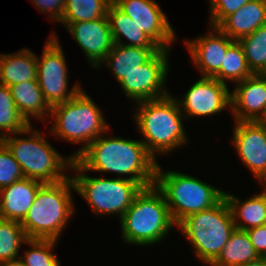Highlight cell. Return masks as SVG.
I'll return each mask as SVG.
<instances>
[{"mask_svg":"<svg viewBox=\"0 0 266 266\" xmlns=\"http://www.w3.org/2000/svg\"><path fill=\"white\" fill-rule=\"evenodd\" d=\"M104 134L75 158L86 172H111L119 174L120 178L125 175V179L137 182L142 188L155 185L158 162L143 142Z\"/></svg>","mask_w":266,"mask_h":266,"instance_id":"6da1fadb","label":"cell"},{"mask_svg":"<svg viewBox=\"0 0 266 266\" xmlns=\"http://www.w3.org/2000/svg\"><path fill=\"white\" fill-rule=\"evenodd\" d=\"M133 120L144 140L146 150L156 159L161 153L169 152L188 143L183 124L186 119L180 109L177 98L171 94L162 98L136 103Z\"/></svg>","mask_w":266,"mask_h":266,"instance_id":"7a4b0ae2","label":"cell"},{"mask_svg":"<svg viewBox=\"0 0 266 266\" xmlns=\"http://www.w3.org/2000/svg\"><path fill=\"white\" fill-rule=\"evenodd\" d=\"M71 190V191H70ZM71 176L58 183L44 184L20 222L28 239L58 240L75 212Z\"/></svg>","mask_w":266,"mask_h":266,"instance_id":"3957f363","label":"cell"},{"mask_svg":"<svg viewBox=\"0 0 266 266\" xmlns=\"http://www.w3.org/2000/svg\"><path fill=\"white\" fill-rule=\"evenodd\" d=\"M120 224L123 242L139 246L162 242L170 229L176 227L165 197L156 185L142 188Z\"/></svg>","mask_w":266,"mask_h":266,"instance_id":"277c9868","label":"cell"},{"mask_svg":"<svg viewBox=\"0 0 266 266\" xmlns=\"http://www.w3.org/2000/svg\"><path fill=\"white\" fill-rule=\"evenodd\" d=\"M31 126L22 131L27 138L7 135L2 139L19 163L23 176L43 184L58 183L68 178L65 172L71 168L73 158L63 157L39 130Z\"/></svg>","mask_w":266,"mask_h":266,"instance_id":"5b68a950","label":"cell"},{"mask_svg":"<svg viewBox=\"0 0 266 266\" xmlns=\"http://www.w3.org/2000/svg\"><path fill=\"white\" fill-rule=\"evenodd\" d=\"M103 112L94 100L81 89L65 103L51 107L52 135L74 144H82L70 156L75 159L92 141L103 133L109 132Z\"/></svg>","mask_w":266,"mask_h":266,"instance_id":"8992f818","label":"cell"},{"mask_svg":"<svg viewBox=\"0 0 266 266\" xmlns=\"http://www.w3.org/2000/svg\"><path fill=\"white\" fill-rule=\"evenodd\" d=\"M176 226L192 245L195 257L208 265L218 257L236 228L225 197L215 206L187 216Z\"/></svg>","mask_w":266,"mask_h":266,"instance_id":"52a82bcc","label":"cell"},{"mask_svg":"<svg viewBox=\"0 0 266 266\" xmlns=\"http://www.w3.org/2000/svg\"><path fill=\"white\" fill-rule=\"evenodd\" d=\"M155 185L163 193L174 223L218 204L225 191L188 174L156 168Z\"/></svg>","mask_w":266,"mask_h":266,"instance_id":"ba28073f","label":"cell"},{"mask_svg":"<svg viewBox=\"0 0 266 266\" xmlns=\"http://www.w3.org/2000/svg\"><path fill=\"white\" fill-rule=\"evenodd\" d=\"M71 170L76 175L72 176L75 192H77L96 215H114L119 219L132 205L135 196L142 190V187L129 179L89 177L86 170L73 159Z\"/></svg>","mask_w":266,"mask_h":266,"instance_id":"9c48e42d","label":"cell"},{"mask_svg":"<svg viewBox=\"0 0 266 266\" xmlns=\"http://www.w3.org/2000/svg\"><path fill=\"white\" fill-rule=\"evenodd\" d=\"M44 45L42 57L36 56L37 81L44 99L53 107L73 98L82 88L80 83L68 90V68L59 38L51 33ZM69 91V92H68Z\"/></svg>","mask_w":266,"mask_h":266,"instance_id":"30bf717a","label":"cell"},{"mask_svg":"<svg viewBox=\"0 0 266 266\" xmlns=\"http://www.w3.org/2000/svg\"><path fill=\"white\" fill-rule=\"evenodd\" d=\"M169 51L160 48L147 62L138 66L119 82L125 96L137 103L170 94L165 88L169 72Z\"/></svg>","mask_w":266,"mask_h":266,"instance_id":"8fae6325","label":"cell"},{"mask_svg":"<svg viewBox=\"0 0 266 266\" xmlns=\"http://www.w3.org/2000/svg\"><path fill=\"white\" fill-rule=\"evenodd\" d=\"M177 101L185 118L206 117L231 109V92L214 77H201Z\"/></svg>","mask_w":266,"mask_h":266,"instance_id":"7c38bea8","label":"cell"},{"mask_svg":"<svg viewBox=\"0 0 266 266\" xmlns=\"http://www.w3.org/2000/svg\"><path fill=\"white\" fill-rule=\"evenodd\" d=\"M160 48L170 50L175 39L173 27L155 0H113Z\"/></svg>","mask_w":266,"mask_h":266,"instance_id":"4fadbf2b","label":"cell"},{"mask_svg":"<svg viewBox=\"0 0 266 266\" xmlns=\"http://www.w3.org/2000/svg\"><path fill=\"white\" fill-rule=\"evenodd\" d=\"M234 127L236 153L260 182L266 176V128L258 121H235Z\"/></svg>","mask_w":266,"mask_h":266,"instance_id":"5bb4252c","label":"cell"},{"mask_svg":"<svg viewBox=\"0 0 266 266\" xmlns=\"http://www.w3.org/2000/svg\"><path fill=\"white\" fill-rule=\"evenodd\" d=\"M66 29L94 68L100 65L114 44L107 16L87 22H73Z\"/></svg>","mask_w":266,"mask_h":266,"instance_id":"9a60e30c","label":"cell"},{"mask_svg":"<svg viewBox=\"0 0 266 266\" xmlns=\"http://www.w3.org/2000/svg\"><path fill=\"white\" fill-rule=\"evenodd\" d=\"M210 27L211 32L204 36L191 41L185 39L192 62L202 77H213L220 70L228 47L235 41L218 27Z\"/></svg>","mask_w":266,"mask_h":266,"instance_id":"2e32d148","label":"cell"},{"mask_svg":"<svg viewBox=\"0 0 266 266\" xmlns=\"http://www.w3.org/2000/svg\"><path fill=\"white\" fill-rule=\"evenodd\" d=\"M234 86L231 92L234 121H259L266 110V75L253 74Z\"/></svg>","mask_w":266,"mask_h":266,"instance_id":"e0dca14e","label":"cell"},{"mask_svg":"<svg viewBox=\"0 0 266 266\" xmlns=\"http://www.w3.org/2000/svg\"><path fill=\"white\" fill-rule=\"evenodd\" d=\"M43 185L24 177L0 189V218L21 222Z\"/></svg>","mask_w":266,"mask_h":266,"instance_id":"ac0fdd59","label":"cell"},{"mask_svg":"<svg viewBox=\"0 0 266 266\" xmlns=\"http://www.w3.org/2000/svg\"><path fill=\"white\" fill-rule=\"evenodd\" d=\"M263 25H266V1L252 0L227 16L217 27L238 41Z\"/></svg>","mask_w":266,"mask_h":266,"instance_id":"d6986e66","label":"cell"},{"mask_svg":"<svg viewBox=\"0 0 266 266\" xmlns=\"http://www.w3.org/2000/svg\"><path fill=\"white\" fill-rule=\"evenodd\" d=\"M262 188V192L243 202L232 193L225 191L224 197L237 229L248 230L266 224V189Z\"/></svg>","mask_w":266,"mask_h":266,"instance_id":"ffe728a7","label":"cell"},{"mask_svg":"<svg viewBox=\"0 0 266 266\" xmlns=\"http://www.w3.org/2000/svg\"><path fill=\"white\" fill-rule=\"evenodd\" d=\"M159 49L114 43L110 52L96 69L105 64L119 83L127 74L147 62Z\"/></svg>","mask_w":266,"mask_h":266,"instance_id":"44dd1931","label":"cell"},{"mask_svg":"<svg viewBox=\"0 0 266 266\" xmlns=\"http://www.w3.org/2000/svg\"><path fill=\"white\" fill-rule=\"evenodd\" d=\"M37 80L36 53L25 48L13 54H0V84L11 86Z\"/></svg>","mask_w":266,"mask_h":266,"instance_id":"7402d4cb","label":"cell"},{"mask_svg":"<svg viewBox=\"0 0 266 266\" xmlns=\"http://www.w3.org/2000/svg\"><path fill=\"white\" fill-rule=\"evenodd\" d=\"M9 89L17 109L28 123L31 124V117L43 121L51 114V107L44 99L37 80L13 84Z\"/></svg>","mask_w":266,"mask_h":266,"instance_id":"603a6c76","label":"cell"},{"mask_svg":"<svg viewBox=\"0 0 266 266\" xmlns=\"http://www.w3.org/2000/svg\"><path fill=\"white\" fill-rule=\"evenodd\" d=\"M107 17L114 43L142 48H160L142 30H140L138 25L128 15L122 12L113 2L108 8ZM122 36L125 37L128 42H130L124 43Z\"/></svg>","mask_w":266,"mask_h":266,"instance_id":"cb8c5ba5","label":"cell"},{"mask_svg":"<svg viewBox=\"0 0 266 266\" xmlns=\"http://www.w3.org/2000/svg\"><path fill=\"white\" fill-rule=\"evenodd\" d=\"M259 257L246 230L235 228L229 241L210 266H240L255 261Z\"/></svg>","mask_w":266,"mask_h":266,"instance_id":"d4e9b609","label":"cell"},{"mask_svg":"<svg viewBox=\"0 0 266 266\" xmlns=\"http://www.w3.org/2000/svg\"><path fill=\"white\" fill-rule=\"evenodd\" d=\"M113 0H66L60 21L65 28L73 22L92 21L107 16Z\"/></svg>","mask_w":266,"mask_h":266,"instance_id":"484cf974","label":"cell"},{"mask_svg":"<svg viewBox=\"0 0 266 266\" xmlns=\"http://www.w3.org/2000/svg\"><path fill=\"white\" fill-rule=\"evenodd\" d=\"M253 75L248 66L244 50L235 40L227 49L220 70L213 76L219 82L227 84V81L237 83Z\"/></svg>","mask_w":266,"mask_h":266,"instance_id":"4316f807","label":"cell"},{"mask_svg":"<svg viewBox=\"0 0 266 266\" xmlns=\"http://www.w3.org/2000/svg\"><path fill=\"white\" fill-rule=\"evenodd\" d=\"M30 125L17 109L9 87L0 84V138L18 136Z\"/></svg>","mask_w":266,"mask_h":266,"instance_id":"83f0119b","label":"cell"},{"mask_svg":"<svg viewBox=\"0 0 266 266\" xmlns=\"http://www.w3.org/2000/svg\"><path fill=\"white\" fill-rule=\"evenodd\" d=\"M249 68L253 74L266 72V25L260 26L252 34L240 38Z\"/></svg>","mask_w":266,"mask_h":266,"instance_id":"f1b7e54d","label":"cell"},{"mask_svg":"<svg viewBox=\"0 0 266 266\" xmlns=\"http://www.w3.org/2000/svg\"><path fill=\"white\" fill-rule=\"evenodd\" d=\"M27 240L20 222L0 218V262L18 259L21 244Z\"/></svg>","mask_w":266,"mask_h":266,"instance_id":"f546056e","label":"cell"},{"mask_svg":"<svg viewBox=\"0 0 266 266\" xmlns=\"http://www.w3.org/2000/svg\"><path fill=\"white\" fill-rule=\"evenodd\" d=\"M56 240L28 239L31 249L24 252L19 258L25 266H60V261L54 255L53 248L57 245Z\"/></svg>","mask_w":266,"mask_h":266,"instance_id":"4dcf8cb0","label":"cell"},{"mask_svg":"<svg viewBox=\"0 0 266 266\" xmlns=\"http://www.w3.org/2000/svg\"><path fill=\"white\" fill-rule=\"evenodd\" d=\"M24 178L19 163L7 146L0 142V189Z\"/></svg>","mask_w":266,"mask_h":266,"instance_id":"1f68e13d","label":"cell"},{"mask_svg":"<svg viewBox=\"0 0 266 266\" xmlns=\"http://www.w3.org/2000/svg\"><path fill=\"white\" fill-rule=\"evenodd\" d=\"M210 9L209 26H218L227 16L236 12L252 0H208Z\"/></svg>","mask_w":266,"mask_h":266,"instance_id":"d6a6232c","label":"cell"},{"mask_svg":"<svg viewBox=\"0 0 266 266\" xmlns=\"http://www.w3.org/2000/svg\"><path fill=\"white\" fill-rule=\"evenodd\" d=\"M37 10L50 14L52 21L60 22L64 13L66 0H31Z\"/></svg>","mask_w":266,"mask_h":266,"instance_id":"836d02e7","label":"cell"},{"mask_svg":"<svg viewBox=\"0 0 266 266\" xmlns=\"http://www.w3.org/2000/svg\"><path fill=\"white\" fill-rule=\"evenodd\" d=\"M255 251L260 257H266V224L246 230Z\"/></svg>","mask_w":266,"mask_h":266,"instance_id":"e575fe53","label":"cell"},{"mask_svg":"<svg viewBox=\"0 0 266 266\" xmlns=\"http://www.w3.org/2000/svg\"><path fill=\"white\" fill-rule=\"evenodd\" d=\"M0 266H25V265L23 261L20 258H18L14 260L0 262Z\"/></svg>","mask_w":266,"mask_h":266,"instance_id":"d590c367","label":"cell"},{"mask_svg":"<svg viewBox=\"0 0 266 266\" xmlns=\"http://www.w3.org/2000/svg\"><path fill=\"white\" fill-rule=\"evenodd\" d=\"M240 266H266V257H259L255 261H251Z\"/></svg>","mask_w":266,"mask_h":266,"instance_id":"8d00e7d4","label":"cell"},{"mask_svg":"<svg viewBox=\"0 0 266 266\" xmlns=\"http://www.w3.org/2000/svg\"><path fill=\"white\" fill-rule=\"evenodd\" d=\"M260 124H262L266 128V110L264 115L259 119L258 121Z\"/></svg>","mask_w":266,"mask_h":266,"instance_id":"74e56055","label":"cell"},{"mask_svg":"<svg viewBox=\"0 0 266 266\" xmlns=\"http://www.w3.org/2000/svg\"><path fill=\"white\" fill-rule=\"evenodd\" d=\"M259 183L264 186L266 184V176Z\"/></svg>","mask_w":266,"mask_h":266,"instance_id":"f35d334b","label":"cell"}]
</instances>
